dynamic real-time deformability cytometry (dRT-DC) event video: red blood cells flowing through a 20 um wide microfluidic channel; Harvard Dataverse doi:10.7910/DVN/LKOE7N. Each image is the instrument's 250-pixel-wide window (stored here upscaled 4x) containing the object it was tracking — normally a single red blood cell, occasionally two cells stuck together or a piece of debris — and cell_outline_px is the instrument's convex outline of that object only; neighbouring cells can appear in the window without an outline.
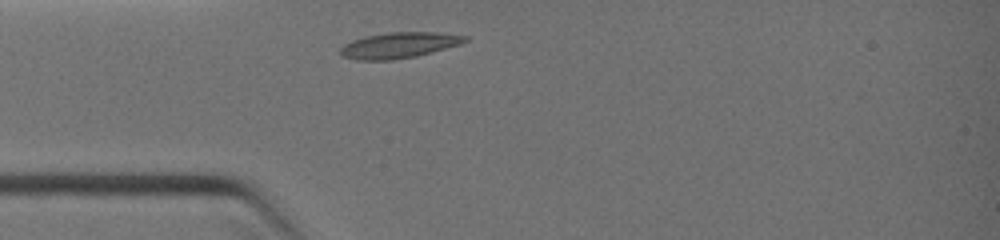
{"species": "common noctule bat (a hibernating species)", "species_latin": "Nyctalus noctula", "temperature_condition": "warm", "stored_images_in_passage": 23, "camera_frame_rate_fps": 3000, "um_per_image_px": 0.085, "animal": {"sex": "female", "body_mass_g": 19.0, "forearm_length_mm": 51.5}, "frame": {"image": 1, "passage_image": 1, "time_ms": 0.0, "image_size_px": [1000, 240], "cell_outline_px": [[468, 40], [460, 44], [416, 56], [392, 60], [356, 60], [344, 56], [340, 52], [340, 48], [344, 44], [352, 40], [364, 36], [388, 32], [436, 32], [468, 36]], "centroid_in_image_um": [33.9, 3.84], "position_along_channel_um": 51.1, "area_um2": 18.67}}
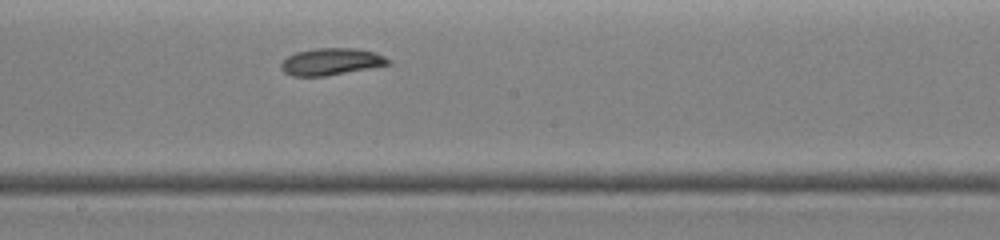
{"frame": {"image": 2, "passage_image": 12, "time_ms": 3.333, "image_size_px": [1000, 240], "cell_outline_px": [[392, 64], [328, 76], [292, 76], [284, 72], [280, 68], [280, 64], [288, 56], [296, 52], [316, 48], [356, 48], [376, 52], [384, 56]], "centroid_in_image_um": [28.15, 5.24], "position_along_channel_um": 220.0, "area_um2": 16.94}}
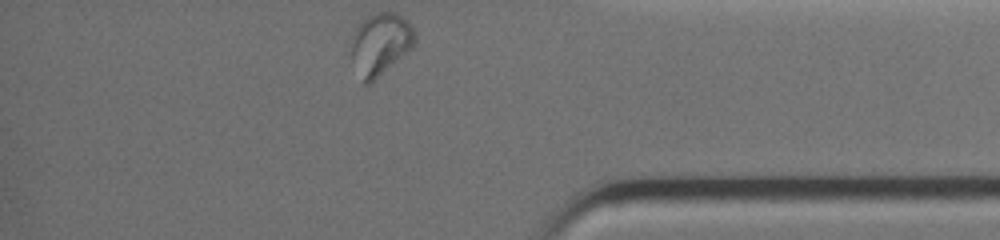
{"frame": {"image": 3, "passage_image": 22, "time_ms": 7.0, "image_size_px": [1000, 240], "cell_outline_px": [[416, 40], [412, 48], [368, 84], [364, 84], [352, 60], [352, 36], [356, 28], [372, 12], [396, 12], [412, 24], [416, 32]], "centroid_in_image_um": [32.37, 3.68], "position_along_channel_um": 402.8, "area_um2": 22.72}}